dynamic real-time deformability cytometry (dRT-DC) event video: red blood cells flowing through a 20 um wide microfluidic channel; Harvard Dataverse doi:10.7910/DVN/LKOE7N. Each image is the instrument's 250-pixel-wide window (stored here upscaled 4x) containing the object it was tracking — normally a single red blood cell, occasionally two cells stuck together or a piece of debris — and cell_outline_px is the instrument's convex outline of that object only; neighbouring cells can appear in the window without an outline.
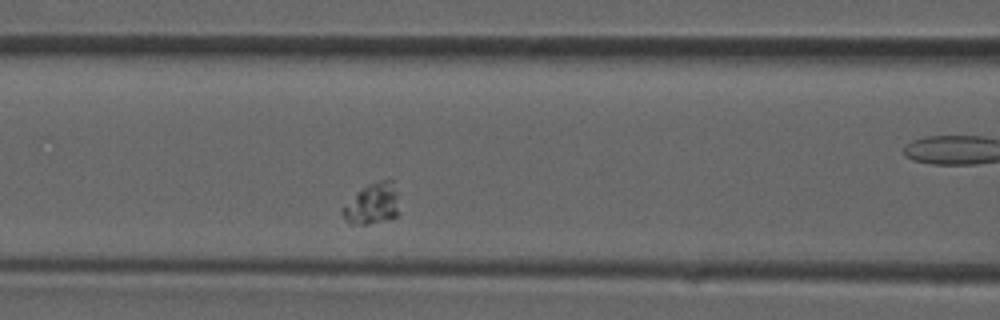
{"species": "common noctule bat (a hibernating species)", "species_latin": "Nyctalus noctula", "temperature_condition": "room temperature", "stored_images_in_passage": 36, "camera_frame_rate_fps": 3000, "um_per_image_px": 0.085, "animal": {"sex": "male", "forearm_length_mm": 52.5}, "frame": {"image": 1, "passage_image": 11, "time_ms": 3.333, "image_size_px": [1000, 320], "cell_outline_px": [[400, 192], [396, 216], [368, 224], [348, 224], [340, 212], [368, 184], [380, 180], [392, 180]], "centroid_in_image_um": [31.72, 17.31], "position_along_channel_um": 134.9, "area_um2": 13.18}}